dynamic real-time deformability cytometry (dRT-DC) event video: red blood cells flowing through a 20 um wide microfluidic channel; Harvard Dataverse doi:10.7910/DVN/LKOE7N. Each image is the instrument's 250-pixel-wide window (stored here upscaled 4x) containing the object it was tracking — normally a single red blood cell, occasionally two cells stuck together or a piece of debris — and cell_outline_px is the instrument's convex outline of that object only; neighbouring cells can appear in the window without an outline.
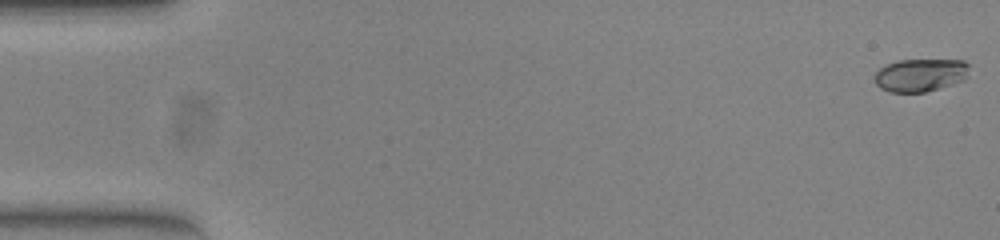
{"species": "common noctule bat (a hibernating species)", "species_latin": "Nyctalus noctula", "temperature_condition": "warm", "stored_images_in_passage": 53, "camera_frame_rate_fps": 3000, "um_per_image_px": 0.085, "animal": {"sex": "female", "body_mass_g": 23.0, "forearm_length_mm": 53.4}, "frame": {"image": 1, "passage_image": 1, "time_ms": 0.0, "image_size_px": [1000, 240], "cell_outline_px": [[968, 76], [964, 80], [952, 84], [924, 92], [888, 92], [880, 88], [876, 84], [872, 76], [880, 68], [896, 60], [964, 60], [968, 64]], "centroid_in_image_um": [78.21, 6.38], "position_along_channel_um": 6.8, "area_um2": 18.26}}
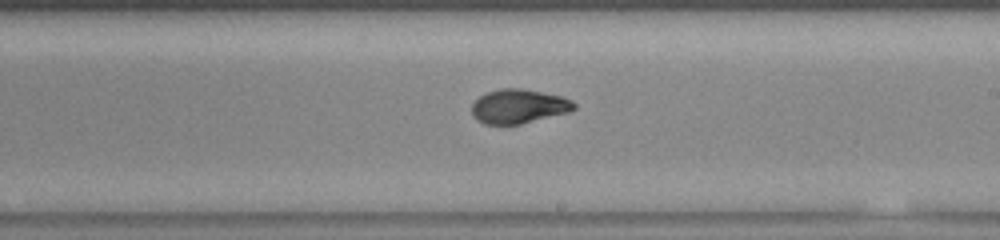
{"frame": {"image": 2, "passage_image": 31, "time_ms": 10.0, "image_size_px": [1000, 240], "cell_outline_px": [[576, 108], [568, 112], [520, 124], [484, 124], [476, 120], [472, 116], [472, 104], [480, 96], [488, 92], [500, 88], [520, 88], [564, 96], [572, 100], [576, 104]], "centroid_in_image_um": [44.09, 9.03], "position_along_channel_um": 244.9, "area_um2": 20.4}}
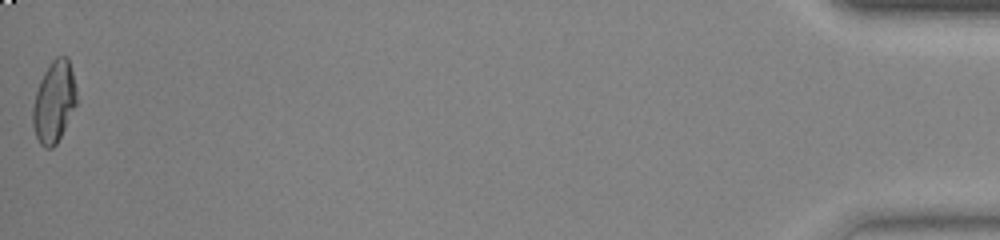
{"frame": {"image": 3, "passage_image": 53, "time_ms": 17.333, "image_size_px": [1000, 240], "cell_outline_px": [[76, 104], [56, 144], [52, 148], [44, 148], [40, 144], [36, 136], [32, 124], [32, 108], [36, 92], [40, 80], [44, 72], [52, 60], [56, 56], [68, 56], [76, 88]], "centroid_in_image_um": [4.58, 8.65], "position_along_channel_um": 430.6, "area_um2": 20.63}, "authors_computed_cell_mechanics": {"area_um2": 20.2878, "velocity_mm_per_s": 3.9047, "shape_relaxation_time_tau1_ms": 7.2347, "shape_relaxation_time_tau2_ms": 1.3033, "deformation_change_tau1": 0.2602, "deformation_change_tau2": 0.0434}}